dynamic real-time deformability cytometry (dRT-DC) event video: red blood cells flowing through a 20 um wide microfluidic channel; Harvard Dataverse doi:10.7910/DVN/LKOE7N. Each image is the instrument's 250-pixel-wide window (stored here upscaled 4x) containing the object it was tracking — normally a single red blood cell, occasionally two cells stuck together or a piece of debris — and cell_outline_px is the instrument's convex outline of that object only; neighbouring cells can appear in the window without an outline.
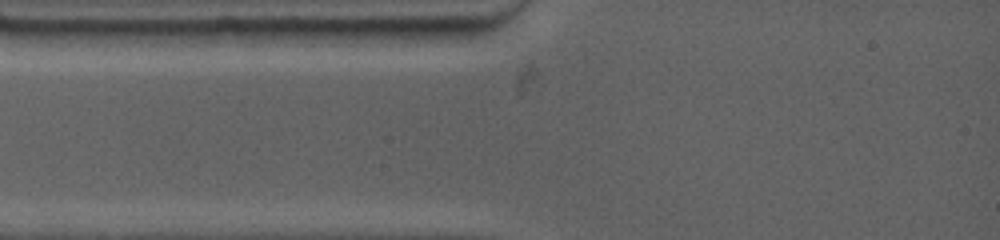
{"species": "common noctule bat (a hibernating species)", "species_latin": "Nyctalus noctula", "temperature_condition": "warm", "stored_images_in_passage": 2, "camera_frame_rate_fps": 4500, "um_per_image_px": 0.085, "animal": {"sex": "female", "body_mass_g": 19.0, "forearm_length_mm": 53.3}, "frame": {"image": 1, "passage_image": 1, "time_ms": 0.0, "image_size_px": [1000, 240], "cell_outline_px": [[472, 28], [460, 44], [416, 48], [332, 44], [328, 28]], "centroid_in_image_um": [33.87, 3.13], "position_along_channel_um": 51.1, "area_um2": 17.57}}